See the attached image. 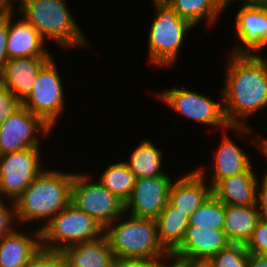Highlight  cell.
<instances>
[{
	"label": "cell",
	"mask_w": 267,
	"mask_h": 267,
	"mask_svg": "<svg viewBox=\"0 0 267 267\" xmlns=\"http://www.w3.org/2000/svg\"><path fill=\"white\" fill-rule=\"evenodd\" d=\"M263 56L229 54L221 92L230 126H249L246 121L267 107V59Z\"/></svg>",
	"instance_id": "6da1fadb"
},
{
	"label": "cell",
	"mask_w": 267,
	"mask_h": 267,
	"mask_svg": "<svg viewBox=\"0 0 267 267\" xmlns=\"http://www.w3.org/2000/svg\"><path fill=\"white\" fill-rule=\"evenodd\" d=\"M74 172L44 169L14 201L17 224L40 222L42 227L71 203ZM40 220V221H39Z\"/></svg>",
	"instance_id": "7a4b0ae2"
},
{
	"label": "cell",
	"mask_w": 267,
	"mask_h": 267,
	"mask_svg": "<svg viewBox=\"0 0 267 267\" xmlns=\"http://www.w3.org/2000/svg\"><path fill=\"white\" fill-rule=\"evenodd\" d=\"M16 9L45 40L54 41L60 49L90 46L65 0H21Z\"/></svg>",
	"instance_id": "3957f363"
},
{
	"label": "cell",
	"mask_w": 267,
	"mask_h": 267,
	"mask_svg": "<svg viewBox=\"0 0 267 267\" xmlns=\"http://www.w3.org/2000/svg\"><path fill=\"white\" fill-rule=\"evenodd\" d=\"M104 236L116 259L171 260V254L159 242L155 219L124 212L104 229Z\"/></svg>",
	"instance_id": "277c9868"
},
{
	"label": "cell",
	"mask_w": 267,
	"mask_h": 267,
	"mask_svg": "<svg viewBox=\"0 0 267 267\" xmlns=\"http://www.w3.org/2000/svg\"><path fill=\"white\" fill-rule=\"evenodd\" d=\"M151 3L156 13L148 34L147 60L154 67L170 69L178 62L186 34L195 26L182 19L166 0H153Z\"/></svg>",
	"instance_id": "5b68a950"
},
{
	"label": "cell",
	"mask_w": 267,
	"mask_h": 267,
	"mask_svg": "<svg viewBox=\"0 0 267 267\" xmlns=\"http://www.w3.org/2000/svg\"><path fill=\"white\" fill-rule=\"evenodd\" d=\"M158 92L156 91L154 94L156 99L158 98L169 109H173L174 112L181 114L188 120L212 126V128L216 125L215 128L219 126L218 128L221 127L224 130L234 129V131H239L240 135L241 132L248 136L253 133L251 126H230L228 124L224 113V103H222L223 93L220 96L222 101H217L194 90L191 91L184 86L182 88L170 87V89Z\"/></svg>",
	"instance_id": "8992f818"
},
{
	"label": "cell",
	"mask_w": 267,
	"mask_h": 267,
	"mask_svg": "<svg viewBox=\"0 0 267 267\" xmlns=\"http://www.w3.org/2000/svg\"><path fill=\"white\" fill-rule=\"evenodd\" d=\"M41 231L42 249L62 251L66 247L104 236L102 226L73 204L58 212Z\"/></svg>",
	"instance_id": "52a82bcc"
},
{
	"label": "cell",
	"mask_w": 267,
	"mask_h": 267,
	"mask_svg": "<svg viewBox=\"0 0 267 267\" xmlns=\"http://www.w3.org/2000/svg\"><path fill=\"white\" fill-rule=\"evenodd\" d=\"M88 174L75 173L71 188V204L94 218L103 229L125 212V203L112 194L99 180Z\"/></svg>",
	"instance_id": "ba28073f"
},
{
	"label": "cell",
	"mask_w": 267,
	"mask_h": 267,
	"mask_svg": "<svg viewBox=\"0 0 267 267\" xmlns=\"http://www.w3.org/2000/svg\"><path fill=\"white\" fill-rule=\"evenodd\" d=\"M53 57L41 68L30 95L21 103L32 114L54 128L65 111L64 85Z\"/></svg>",
	"instance_id": "9c48e42d"
},
{
	"label": "cell",
	"mask_w": 267,
	"mask_h": 267,
	"mask_svg": "<svg viewBox=\"0 0 267 267\" xmlns=\"http://www.w3.org/2000/svg\"><path fill=\"white\" fill-rule=\"evenodd\" d=\"M40 149L27 148L0 155V200L15 201L46 169L42 165Z\"/></svg>",
	"instance_id": "30bf717a"
},
{
	"label": "cell",
	"mask_w": 267,
	"mask_h": 267,
	"mask_svg": "<svg viewBox=\"0 0 267 267\" xmlns=\"http://www.w3.org/2000/svg\"><path fill=\"white\" fill-rule=\"evenodd\" d=\"M52 129L41 117L21 105L0 125V155L42 148L41 139L44 135L47 137Z\"/></svg>",
	"instance_id": "8fae6325"
},
{
	"label": "cell",
	"mask_w": 267,
	"mask_h": 267,
	"mask_svg": "<svg viewBox=\"0 0 267 267\" xmlns=\"http://www.w3.org/2000/svg\"><path fill=\"white\" fill-rule=\"evenodd\" d=\"M239 4L240 8L235 17L238 42L233 45L230 54L262 55V49L267 47V10L247 0H241Z\"/></svg>",
	"instance_id": "7c38bea8"
},
{
	"label": "cell",
	"mask_w": 267,
	"mask_h": 267,
	"mask_svg": "<svg viewBox=\"0 0 267 267\" xmlns=\"http://www.w3.org/2000/svg\"><path fill=\"white\" fill-rule=\"evenodd\" d=\"M168 174L136 179L133 191L125 202V213L138 218L156 219L169 201L173 180Z\"/></svg>",
	"instance_id": "4fadbf2b"
},
{
	"label": "cell",
	"mask_w": 267,
	"mask_h": 267,
	"mask_svg": "<svg viewBox=\"0 0 267 267\" xmlns=\"http://www.w3.org/2000/svg\"><path fill=\"white\" fill-rule=\"evenodd\" d=\"M52 56H33L8 59L0 71V84L7 87L22 103L32 92L41 68Z\"/></svg>",
	"instance_id": "5bb4252c"
},
{
	"label": "cell",
	"mask_w": 267,
	"mask_h": 267,
	"mask_svg": "<svg viewBox=\"0 0 267 267\" xmlns=\"http://www.w3.org/2000/svg\"><path fill=\"white\" fill-rule=\"evenodd\" d=\"M202 168H194L179 179H174L170 187L169 201L176 206V210L189 217L212 195V186L206 184V174Z\"/></svg>",
	"instance_id": "9a60e30c"
},
{
	"label": "cell",
	"mask_w": 267,
	"mask_h": 267,
	"mask_svg": "<svg viewBox=\"0 0 267 267\" xmlns=\"http://www.w3.org/2000/svg\"><path fill=\"white\" fill-rule=\"evenodd\" d=\"M230 243L223 230L188 226L182 243L171 253V260L212 258Z\"/></svg>",
	"instance_id": "2e32d148"
},
{
	"label": "cell",
	"mask_w": 267,
	"mask_h": 267,
	"mask_svg": "<svg viewBox=\"0 0 267 267\" xmlns=\"http://www.w3.org/2000/svg\"><path fill=\"white\" fill-rule=\"evenodd\" d=\"M12 10L8 14V37L6 51L8 59L33 56H52L46 49V40L23 17L15 20Z\"/></svg>",
	"instance_id": "e0dca14e"
},
{
	"label": "cell",
	"mask_w": 267,
	"mask_h": 267,
	"mask_svg": "<svg viewBox=\"0 0 267 267\" xmlns=\"http://www.w3.org/2000/svg\"><path fill=\"white\" fill-rule=\"evenodd\" d=\"M223 134L219 148L213 153V162H211V186L212 188L221 180L247 171L253 163L250 154L235 143L228 136L227 132ZM249 154V155H248Z\"/></svg>",
	"instance_id": "ac0fdd59"
},
{
	"label": "cell",
	"mask_w": 267,
	"mask_h": 267,
	"mask_svg": "<svg viewBox=\"0 0 267 267\" xmlns=\"http://www.w3.org/2000/svg\"><path fill=\"white\" fill-rule=\"evenodd\" d=\"M26 231L17 228L0 240V267H25L42 248L40 229Z\"/></svg>",
	"instance_id": "d6986e66"
},
{
	"label": "cell",
	"mask_w": 267,
	"mask_h": 267,
	"mask_svg": "<svg viewBox=\"0 0 267 267\" xmlns=\"http://www.w3.org/2000/svg\"><path fill=\"white\" fill-rule=\"evenodd\" d=\"M253 167L219 181L212 188V194L225 205H256L259 178Z\"/></svg>",
	"instance_id": "ffe728a7"
},
{
	"label": "cell",
	"mask_w": 267,
	"mask_h": 267,
	"mask_svg": "<svg viewBox=\"0 0 267 267\" xmlns=\"http://www.w3.org/2000/svg\"><path fill=\"white\" fill-rule=\"evenodd\" d=\"M61 252L67 267H113L116 260L105 236L70 245Z\"/></svg>",
	"instance_id": "44dd1931"
},
{
	"label": "cell",
	"mask_w": 267,
	"mask_h": 267,
	"mask_svg": "<svg viewBox=\"0 0 267 267\" xmlns=\"http://www.w3.org/2000/svg\"><path fill=\"white\" fill-rule=\"evenodd\" d=\"M260 218L261 213L257 205H225L223 231L231 243L246 244Z\"/></svg>",
	"instance_id": "7402d4cb"
},
{
	"label": "cell",
	"mask_w": 267,
	"mask_h": 267,
	"mask_svg": "<svg viewBox=\"0 0 267 267\" xmlns=\"http://www.w3.org/2000/svg\"><path fill=\"white\" fill-rule=\"evenodd\" d=\"M155 220L159 242L171 254L184 239L189 226V216L176 210V206L168 201Z\"/></svg>",
	"instance_id": "603a6c76"
},
{
	"label": "cell",
	"mask_w": 267,
	"mask_h": 267,
	"mask_svg": "<svg viewBox=\"0 0 267 267\" xmlns=\"http://www.w3.org/2000/svg\"><path fill=\"white\" fill-rule=\"evenodd\" d=\"M153 143L149 139H144L131 151L129 161H124L137 179L166 174L162 169L164 151L158 149Z\"/></svg>",
	"instance_id": "cb8c5ba5"
},
{
	"label": "cell",
	"mask_w": 267,
	"mask_h": 267,
	"mask_svg": "<svg viewBox=\"0 0 267 267\" xmlns=\"http://www.w3.org/2000/svg\"><path fill=\"white\" fill-rule=\"evenodd\" d=\"M177 14L193 26L197 27L205 20L206 25L211 26L223 14V10L214 0H166Z\"/></svg>",
	"instance_id": "d4e9b609"
},
{
	"label": "cell",
	"mask_w": 267,
	"mask_h": 267,
	"mask_svg": "<svg viewBox=\"0 0 267 267\" xmlns=\"http://www.w3.org/2000/svg\"><path fill=\"white\" fill-rule=\"evenodd\" d=\"M136 179L123 160L108 165L98 178L112 194L124 203L131 196Z\"/></svg>",
	"instance_id": "484cf974"
},
{
	"label": "cell",
	"mask_w": 267,
	"mask_h": 267,
	"mask_svg": "<svg viewBox=\"0 0 267 267\" xmlns=\"http://www.w3.org/2000/svg\"><path fill=\"white\" fill-rule=\"evenodd\" d=\"M225 204L213 194L189 217V226L223 230Z\"/></svg>",
	"instance_id": "4316f807"
},
{
	"label": "cell",
	"mask_w": 267,
	"mask_h": 267,
	"mask_svg": "<svg viewBox=\"0 0 267 267\" xmlns=\"http://www.w3.org/2000/svg\"><path fill=\"white\" fill-rule=\"evenodd\" d=\"M248 255L245 244L230 243L211 259L216 267H248Z\"/></svg>",
	"instance_id": "83f0119b"
},
{
	"label": "cell",
	"mask_w": 267,
	"mask_h": 267,
	"mask_svg": "<svg viewBox=\"0 0 267 267\" xmlns=\"http://www.w3.org/2000/svg\"><path fill=\"white\" fill-rule=\"evenodd\" d=\"M25 267H67V262L61 251L41 248Z\"/></svg>",
	"instance_id": "f1b7e54d"
},
{
	"label": "cell",
	"mask_w": 267,
	"mask_h": 267,
	"mask_svg": "<svg viewBox=\"0 0 267 267\" xmlns=\"http://www.w3.org/2000/svg\"><path fill=\"white\" fill-rule=\"evenodd\" d=\"M15 221L17 223L14 201L0 200V240L20 228Z\"/></svg>",
	"instance_id": "f546056e"
},
{
	"label": "cell",
	"mask_w": 267,
	"mask_h": 267,
	"mask_svg": "<svg viewBox=\"0 0 267 267\" xmlns=\"http://www.w3.org/2000/svg\"><path fill=\"white\" fill-rule=\"evenodd\" d=\"M245 247L250 253L267 255V225L261 219L258 221Z\"/></svg>",
	"instance_id": "4dcf8cb0"
},
{
	"label": "cell",
	"mask_w": 267,
	"mask_h": 267,
	"mask_svg": "<svg viewBox=\"0 0 267 267\" xmlns=\"http://www.w3.org/2000/svg\"><path fill=\"white\" fill-rule=\"evenodd\" d=\"M21 106L17 97L5 86L0 84V125Z\"/></svg>",
	"instance_id": "1f68e13d"
},
{
	"label": "cell",
	"mask_w": 267,
	"mask_h": 267,
	"mask_svg": "<svg viewBox=\"0 0 267 267\" xmlns=\"http://www.w3.org/2000/svg\"><path fill=\"white\" fill-rule=\"evenodd\" d=\"M170 260L116 259L114 267H160Z\"/></svg>",
	"instance_id": "d6a6232c"
},
{
	"label": "cell",
	"mask_w": 267,
	"mask_h": 267,
	"mask_svg": "<svg viewBox=\"0 0 267 267\" xmlns=\"http://www.w3.org/2000/svg\"><path fill=\"white\" fill-rule=\"evenodd\" d=\"M8 37V15L0 19V71L8 61L6 42Z\"/></svg>",
	"instance_id": "836d02e7"
},
{
	"label": "cell",
	"mask_w": 267,
	"mask_h": 267,
	"mask_svg": "<svg viewBox=\"0 0 267 267\" xmlns=\"http://www.w3.org/2000/svg\"><path fill=\"white\" fill-rule=\"evenodd\" d=\"M258 181H260L261 184L258 183L256 205L260 213H267V173L264 172L261 176V180L258 179Z\"/></svg>",
	"instance_id": "e575fe53"
},
{
	"label": "cell",
	"mask_w": 267,
	"mask_h": 267,
	"mask_svg": "<svg viewBox=\"0 0 267 267\" xmlns=\"http://www.w3.org/2000/svg\"><path fill=\"white\" fill-rule=\"evenodd\" d=\"M176 267H216L211 258L171 260Z\"/></svg>",
	"instance_id": "d590c367"
},
{
	"label": "cell",
	"mask_w": 267,
	"mask_h": 267,
	"mask_svg": "<svg viewBox=\"0 0 267 267\" xmlns=\"http://www.w3.org/2000/svg\"><path fill=\"white\" fill-rule=\"evenodd\" d=\"M248 267H267V255L249 252Z\"/></svg>",
	"instance_id": "8d00e7d4"
},
{
	"label": "cell",
	"mask_w": 267,
	"mask_h": 267,
	"mask_svg": "<svg viewBox=\"0 0 267 267\" xmlns=\"http://www.w3.org/2000/svg\"><path fill=\"white\" fill-rule=\"evenodd\" d=\"M260 134L261 133L256 134V136H258V137H255V138L253 136L252 143L254 144V146H256L258 148V150H260V153L263 156H265V158H267V138H263V136L261 137ZM258 138H260V139H258ZM261 138H263V139H261ZM265 172L267 173V171H265Z\"/></svg>",
	"instance_id": "74e56055"
},
{
	"label": "cell",
	"mask_w": 267,
	"mask_h": 267,
	"mask_svg": "<svg viewBox=\"0 0 267 267\" xmlns=\"http://www.w3.org/2000/svg\"><path fill=\"white\" fill-rule=\"evenodd\" d=\"M12 9L4 2V0H0V19L5 18Z\"/></svg>",
	"instance_id": "f35d334b"
},
{
	"label": "cell",
	"mask_w": 267,
	"mask_h": 267,
	"mask_svg": "<svg viewBox=\"0 0 267 267\" xmlns=\"http://www.w3.org/2000/svg\"><path fill=\"white\" fill-rule=\"evenodd\" d=\"M215 3L223 10L226 11L236 0H214ZM240 1V0H239Z\"/></svg>",
	"instance_id": "ab89813d"
},
{
	"label": "cell",
	"mask_w": 267,
	"mask_h": 267,
	"mask_svg": "<svg viewBox=\"0 0 267 267\" xmlns=\"http://www.w3.org/2000/svg\"><path fill=\"white\" fill-rule=\"evenodd\" d=\"M249 3L267 10V0H247Z\"/></svg>",
	"instance_id": "60d3db41"
},
{
	"label": "cell",
	"mask_w": 267,
	"mask_h": 267,
	"mask_svg": "<svg viewBox=\"0 0 267 267\" xmlns=\"http://www.w3.org/2000/svg\"><path fill=\"white\" fill-rule=\"evenodd\" d=\"M4 2L12 9V10H16L15 6H19L21 0H4ZM19 3V4H18ZM15 4V6H14Z\"/></svg>",
	"instance_id": "b9f144b4"
},
{
	"label": "cell",
	"mask_w": 267,
	"mask_h": 267,
	"mask_svg": "<svg viewBox=\"0 0 267 267\" xmlns=\"http://www.w3.org/2000/svg\"><path fill=\"white\" fill-rule=\"evenodd\" d=\"M160 267H176V264L170 260L167 263H163Z\"/></svg>",
	"instance_id": "7bdbcfd3"
},
{
	"label": "cell",
	"mask_w": 267,
	"mask_h": 267,
	"mask_svg": "<svg viewBox=\"0 0 267 267\" xmlns=\"http://www.w3.org/2000/svg\"><path fill=\"white\" fill-rule=\"evenodd\" d=\"M260 219L267 225V213H261Z\"/></svg>",
	"instance_id": "ee69618b"
}]
</instances>
